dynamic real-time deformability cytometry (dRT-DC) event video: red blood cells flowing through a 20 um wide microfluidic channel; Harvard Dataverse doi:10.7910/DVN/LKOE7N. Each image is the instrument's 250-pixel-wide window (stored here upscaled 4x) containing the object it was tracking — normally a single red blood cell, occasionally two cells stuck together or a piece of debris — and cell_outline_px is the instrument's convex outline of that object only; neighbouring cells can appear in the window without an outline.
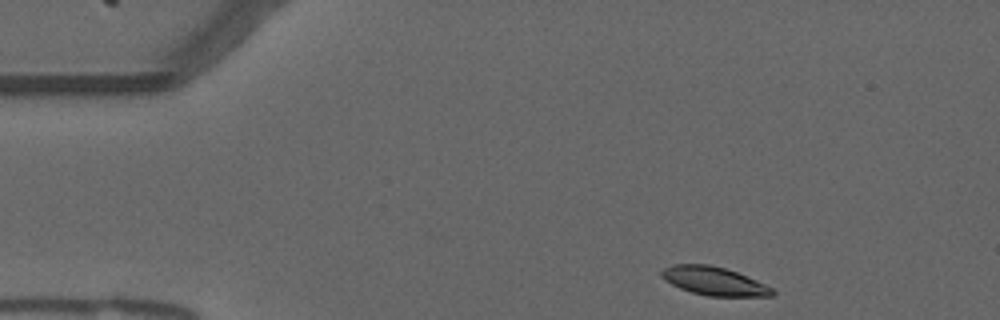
{"species": "common noctule bat (a hibernating species)", "species_latin": "Nyctalus noctula", "temperature_condition": "warm", "stored_images_in_passage": 48, "camera_frame_rate_fps": 3000, "um_per_image_px": 0.085, "animal": {"sex": "male", "forearm_length_mm": 52.5}, "frame": {"image": 1, "passage_image": 1, "time_ms": 0.0, "image_size_px": [1000, 320], "cell_outline_px": [[776, 292], [772, 296], [708, 296], [692, 292], [680, 288], [664, 280], [660, 276], [660, 272], [664, 268], [672, 264], [708, 264], [724, 268], [736, 272], [764, 284], [772, 288]], "centroid_in_image_um": [60.65, 23.89], "position_along_channel_um": 24.3, "area_um2": 18.21}}
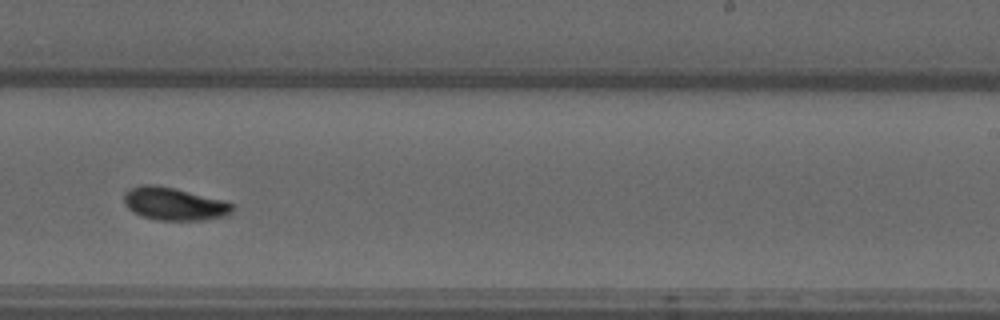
{"frame": {"image": 2, "passage_image": 27, "time_ms": 8.667, "image_size_px": [1000, 320], "cell_outline_px": [[232, 212], [228, 216], [208, 220], [156, 220], [140, 216], [132, 212], [124, 204], [124, 192], [128, 188], [140, 184], [156, 184], [176, 188], [224, 200], [232, 204]], "centroid_in_image_um": [14.77, 17.32], "position_along_channel_um": 274.2, "area_um2": 21.21}}
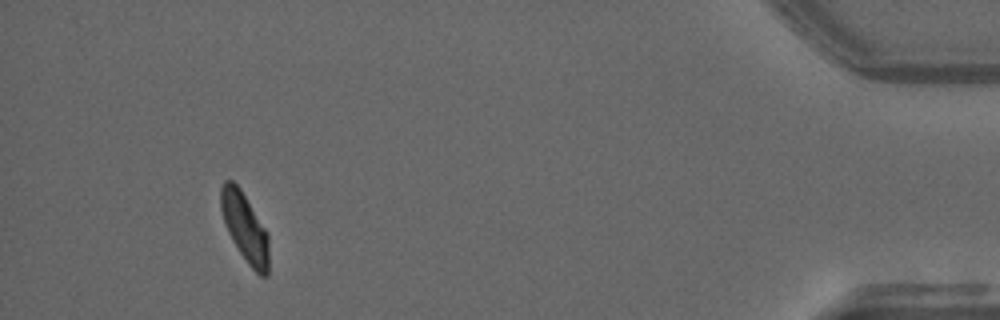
{"frame": {"image": 3, "passage_image": 44, "time_ms": 14.333, "image_size_px": [1000, 320], "cell_outline_px": [[268, 276], [260, 276], [248, 264], [232, 240], [224, 224], [220, 208], [220, 188], [224, 180], [232, 180], [240, 188], [268, 232]], "centroid_in_image_um": [20.8, 19.31], "position_along_channel_um": 414.4, "area_um2": 19.31}, "authors_computed_cell_mechanics": {"area_um2": 20.0277, "velocity_mm_per_s": 3.708, "shape_relaxation_time_tau1_ms": 4.251, "shape_relaxation_time_tau2_ms": 4.7276, "deformation_change_tau1": 0.1468, "deformation_change_tau2": 0.0906}}